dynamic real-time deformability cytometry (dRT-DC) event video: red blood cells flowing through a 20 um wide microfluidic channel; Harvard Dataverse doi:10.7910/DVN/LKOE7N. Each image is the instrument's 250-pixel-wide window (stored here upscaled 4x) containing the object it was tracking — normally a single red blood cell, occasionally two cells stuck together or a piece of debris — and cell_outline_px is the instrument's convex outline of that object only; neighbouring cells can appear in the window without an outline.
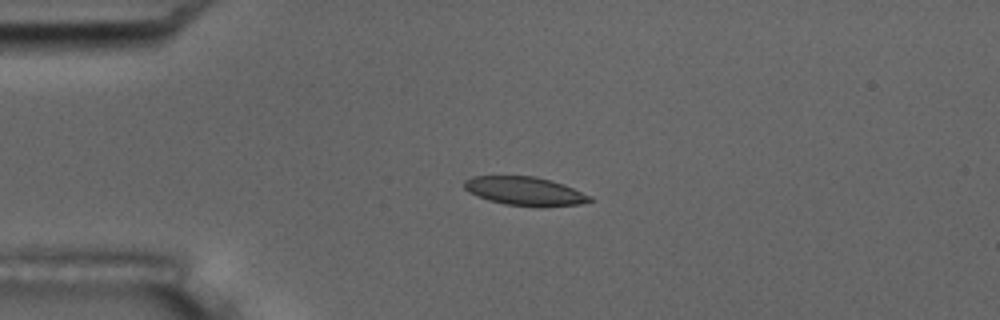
{"species": "common noctule bat (a hibernating species)", "species_latin": "Nyctalus noctula", "temperature_condition": "room temperature", "stored_images_in_passage": 7, "camera_frame_rate_fps": 3000, "um_per_image_px": 0.085, "animal": {"sex": "male", "body_mass_g": 17.5, "forearm_length_mm": 52.3}, "frame": {"image": 1, "passage_image": 5, "time_ms": 4.333, "image_size_px": [1000, 320], "cell_outline_px": [[592, 200], [580, 204], [544, 208], [540, 208], [504, 204], [488, 200], [476, 196], [468, 192], [464, 188], [464, 180], [472, 176], [536, 176], [564, 184], [592, 196]], "centroid_in_image_um": [44.62, 16.26], "position_along_channel_um": 40.4, "area_um2": 21.39}}